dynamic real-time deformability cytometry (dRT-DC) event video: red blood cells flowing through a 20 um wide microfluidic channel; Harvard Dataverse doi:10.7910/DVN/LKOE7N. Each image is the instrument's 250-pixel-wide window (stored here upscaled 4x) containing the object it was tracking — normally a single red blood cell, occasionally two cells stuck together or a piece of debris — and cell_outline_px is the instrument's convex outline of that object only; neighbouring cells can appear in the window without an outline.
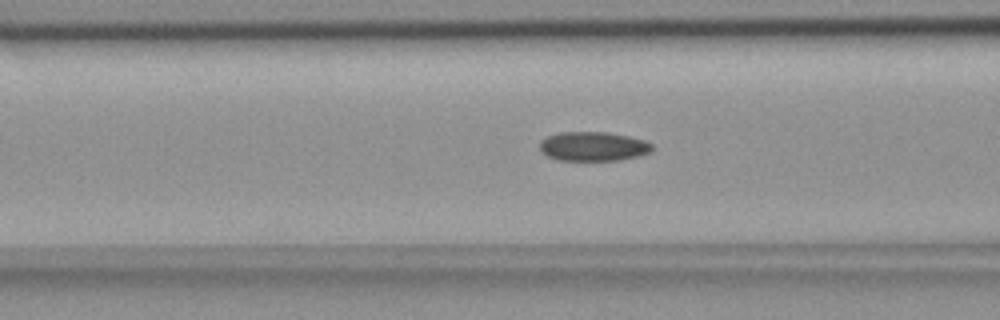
{"species": "common noctule bat (a hibernating species)", "species_latin": "Nyctalus noctula", "temperature_condition": "room temperature", "stored_images_in_passage": 49, "camera_frame_rate_fps": 3000, "um_per_image_px": 0.085, "animal": {"sex": "female", "body_mass_g": 18.4}, "frame": {"image": 1, "passage_image": 22, "time_ms": 7.0, "image_size_px": [1000, 320], "cell_outline_px": [[652, 148], [648, 152], [636, 156], [616, 160], [560, 160], [548, 156], [540, 152], [540, 140], [548, 136], [560, 132], [608, 132], [628, 136], [644, 140], [652, 144]], "centroid_in_image_um": [50.37, 12.43], "position_along_channel_um": 116.2, "area_um2": 18.96}}
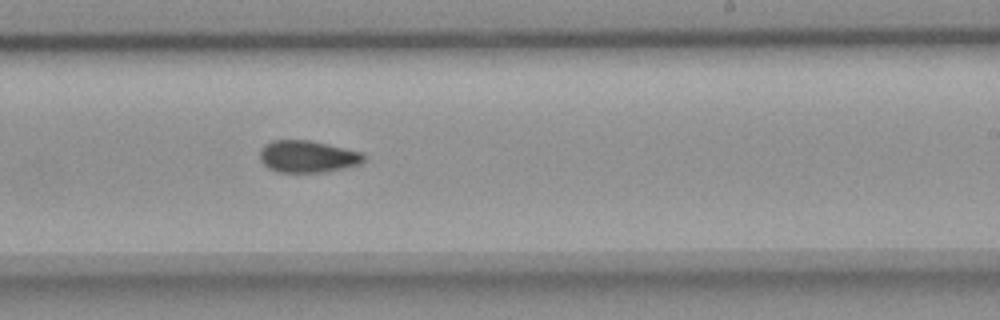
{"frame": {"image": 2, "passage_image": 34, "time_ms": 11.0, "image_size_px": [1000, 320], "cell_outline_px": [[364, 160], [360, 164], [324, 172], [276, 172], [268, 168], [260, 160], [260, 148], [264, 144], [272, 140], [308, 140], [328, 144], [364, 152]], "centroid_in_image_um": [26.13, 13.3], "position_along_channel_um": 262.9, "area_um2": 19.48}}
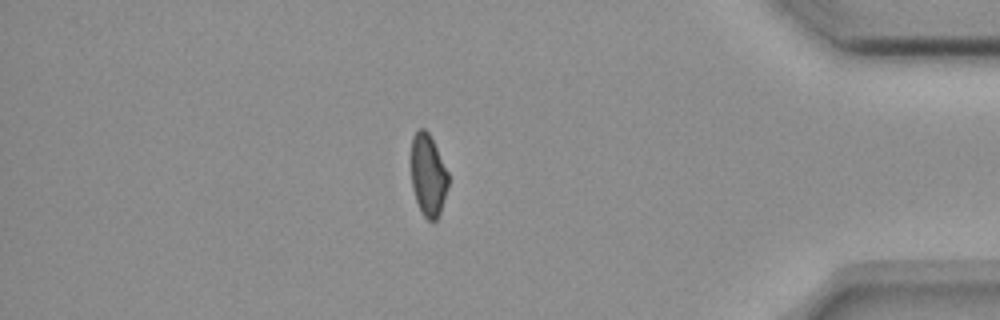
{"frame": {"image": 3, "passage_image": 48, "time_ms": 15.667, "image_size_px": [1000, 320], "cell_outline_px": [[448, 188], [440, 212], [436, 220], [428, 220], [424, 216], [416, 200], [412, 188], [412, 136], [420, 128], [424, 128], [428, 132], [448, 172]], "centroid_in_image_um": [36.39, 14.89], "position_along_channel_um": 398.8, "area_um2": 17.4}}